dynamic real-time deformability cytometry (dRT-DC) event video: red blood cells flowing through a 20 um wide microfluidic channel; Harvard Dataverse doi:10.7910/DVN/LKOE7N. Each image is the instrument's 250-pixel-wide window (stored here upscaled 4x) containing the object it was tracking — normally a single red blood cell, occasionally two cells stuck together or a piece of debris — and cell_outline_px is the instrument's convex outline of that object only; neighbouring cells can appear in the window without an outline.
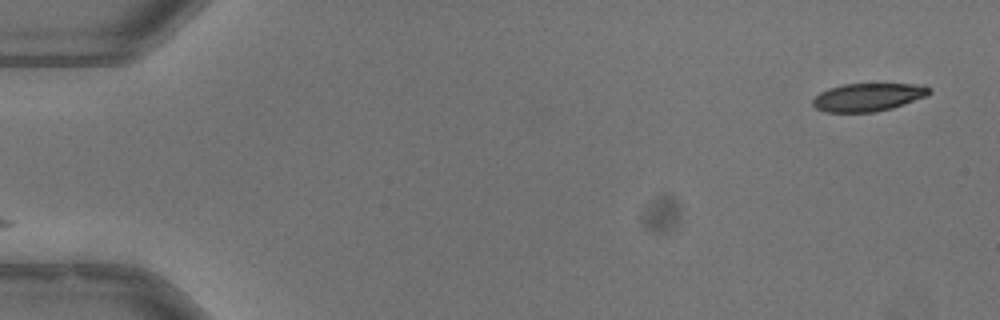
{"species": "common noctule bat (a hibernating species)", "species_latin": "Nyctalus noctula", "temperature_condition": "warm", "stored_images_in_passage": 51, "camera_frame_rate_fps": 3000, "um_per_image_px": 0.085, "animal": {"sex": "male", "body_mass_g": 13.3}, "frame": {"image": 1, "passage_image": 1, "time_ms": 0.0, "image_size_px": [1000, 320], "cell_outline_px": [[932, 92], [928, 96], [892, 108], [876, 112], [824, 112], [816, 108], [812, 104], [812, 100], [820, 92], [828, 88], [844, 84], [924, 84], [932, 88]], "centroid_in_image_um": [73.82, 8.25], "position_along_channel_um": 11.2, "area_um2": 19.25}}
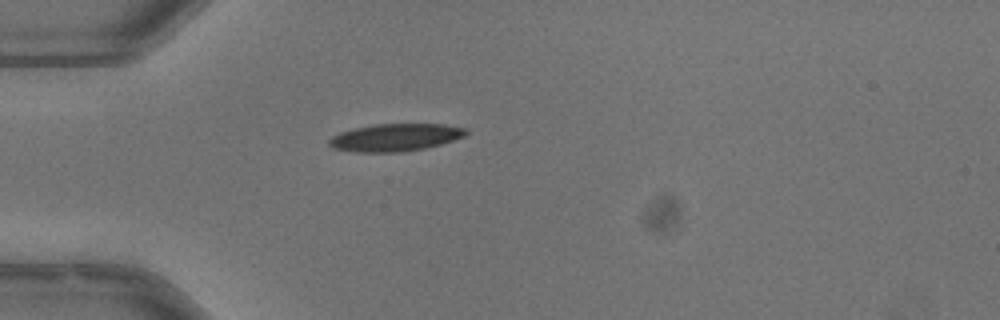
{"frame": {"image": 2, "passage_image": 14, "time_ms": 4.333, "image_size_px": [1000, 320], "cell_outline_px": [[468, 132], [464, 136], [440, 144], [424, 148], [404, 152], [356, 152], [332, 148], [328, 144], [328, 140], [332, 136], [340, 132], [356, 128], [376, 124], [444, 124], [468, 128]], "centroid_in_image_um": [33.59, 11.68], "position_along_channel_um": 51.4, "area_um2": 21.91}}
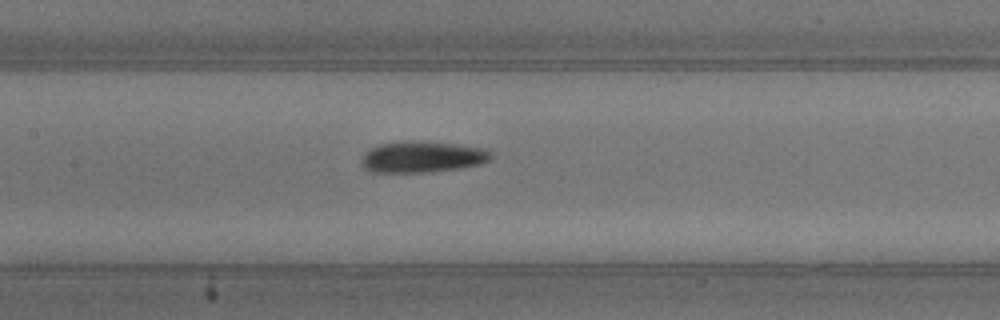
{"frame": {"image": 3, "passage_image": 24, "time_ms": 7.667, "image_size_px": [1000, 320], "cell_outline_px": [[492, 156], [488, 160], [480, 164], [460, 168], [424, 172], [368, 172], [360, 164], [360, 156], [368, 148], [376, 144], [404, 140], [420, 140], [456, 144], [488, 148], [492, 152]], "centroid_in_image_um": [35.82, 13.31], "position_along_channel_um": 171.6, "area_um2": 24.28}, "authors_computed_cell_mechanics": {"area_um2": 21.6172, "velocity_mm_per_s": 3.9905, "shape_relaxation_time_tau1_ms": 5.3968, "shape_relaxation_time_tau2_ms": 3.6379, "deformation_change_tau1": 0.1914, "deformation_change_tau2": 0.1141}}